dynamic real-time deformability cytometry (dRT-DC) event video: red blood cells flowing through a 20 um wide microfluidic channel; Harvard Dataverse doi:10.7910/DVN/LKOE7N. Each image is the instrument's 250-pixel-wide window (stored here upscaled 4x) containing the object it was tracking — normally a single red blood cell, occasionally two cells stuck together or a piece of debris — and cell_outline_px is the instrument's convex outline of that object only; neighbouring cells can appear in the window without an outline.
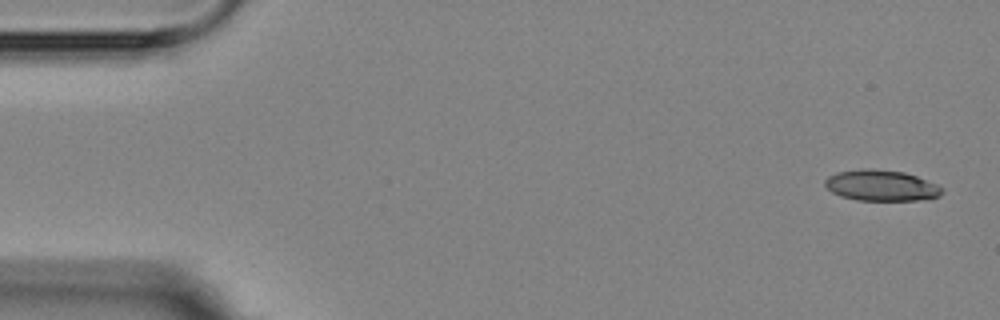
{"species": "Egyptian fruit bat (a non-hibernating species)", "species_latin": "Rousettus aegyptiacus", "temperature_condition": "room temperature", "stored_images_in_passage": 4, "camera_frame_rate_fps": 3000, "um_per_image_px": 0.085, "animal": {"sex": "female"}, "frame": {"image": 1, "passage_image": 1, "time_ms": 0.0, "image_size_px": [1000, 320], "cell_outline_px": [[944, 192], [940, 196], [920, 200], [856, 200], [840, 196], [832, 192], [824, 184], [824, 180], [828, 176], [836, 172], [860, 168], [872, 168], [904, 172], [916, 176], [936, 184], [944, 188]], "centroid_in_image_um": [74.89, 15.76], "position_along_channel_um": 10.1, "area_um2": 21.27}}
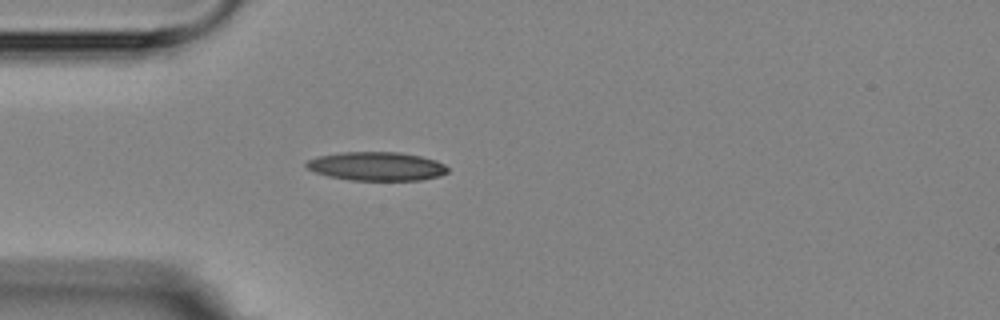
{"frame": {"image": 2, "passage_image": 4, "time_ms": 4.333, "image_size_px": [1000, 320], "cell_outline_px": [[448, 172], [440, 176], [420, 180], [352, 180], [328, 176], [316, 172], [308, 168], [304, 164], [308, 160], [316, 156], [340, 152], [400, 152], [420, 156], [436, 160], [444, 164], [448, 168]], "centroid_in_image_um": [32.01, 14.13], "position_along_channel_um": 53.0, "area_um2": 23.7}}